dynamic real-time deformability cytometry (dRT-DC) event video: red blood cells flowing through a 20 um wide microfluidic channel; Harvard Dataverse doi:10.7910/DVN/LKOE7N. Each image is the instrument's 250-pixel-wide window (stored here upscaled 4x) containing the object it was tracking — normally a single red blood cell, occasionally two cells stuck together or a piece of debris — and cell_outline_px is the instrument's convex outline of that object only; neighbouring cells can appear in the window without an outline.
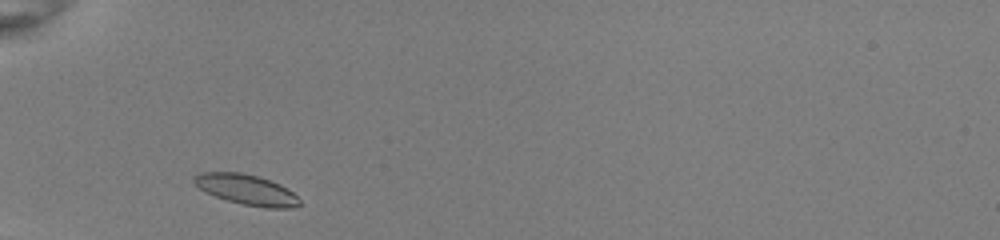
{"species": "common noctule bat (a hibernating species)", "species_latin": "Nyctalus noctula", "temperature_condition": "room temperature", "stored_images_in_passage": 30, "camera_frame_rate_fps": 3000, "um_per_image_px": 0.085, "animal": {"sex": "female", "body_mass_g": 22.0, "forearm_length_mm": 56.7}, "frame": {"image": 1, "passage_image": 2, "time_ms": 0.333, "image_size_px": [1000, 240], "cell_outline_px": [[300, 204], [296, 208], [268, 208], [244, 204], [228, 200], [204, 192], [192, 180], [192, 176], [200, 172], [240, 172], [256, 176], [280, 184], [292, 192], [300, 200]], "centroid_in_image_um": [20.94, 16.11], "position_along_channel_um": 64.1, "area_um2": 18.5}}
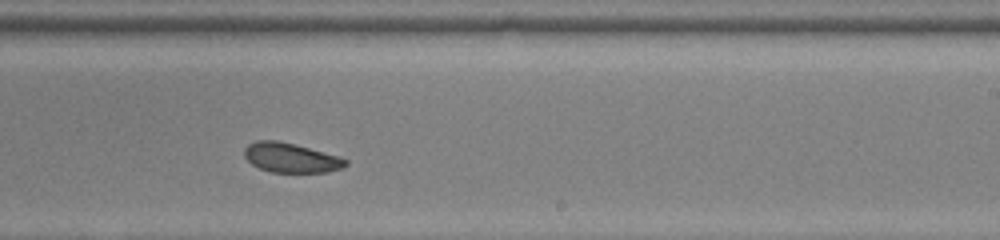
{"frame": {"image": 2, "passage_image": 18, "time_ms": 5.667, "image_size_px": [1000, 240], "cell_outline_px": [[348, 164], [340, 168], [328, 172], [272, 172], [260, 168], [252, 164], [244, 156], [244, 148], [248, 144], [256, 140], [276, 140], [340, 156], [348, 160]], "centroid_in_image_um": [24.71, 13.41], "position_along_channel_um": 264.3, "area_um2": 17.28}}
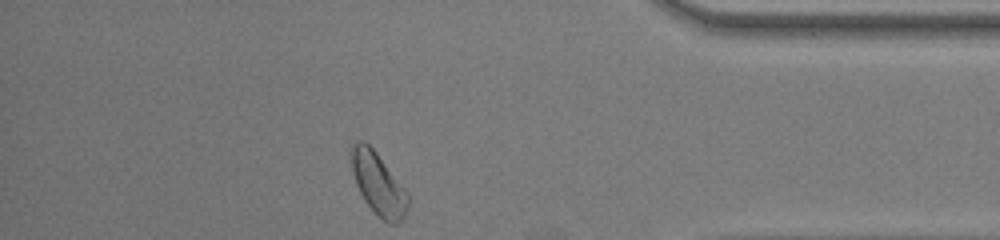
{"frame": {"image": 3, "passage_image": 30, "time_ms": 9.667, "image_size_px": [1000, 240], "cell_outline_px": [[408, 208], [404, 216], [396, 224], [388, 224], [376, 216], [364, 200], [356, 184], [352, 172], [352, 144], [356, 140], [364, 140], [376, 152], [408, 196]], "centroid_in_image_um": [32.12, 15.67], "position_along_channel_um": 403.1, "area_um2": 20.06}, "authors_computed_cell_mechanics": {"area_um2": 18.5249, "velocity_mm_per_s": 3.9687, "shape_relaxation_time_tau1_ms": 4.5687, "shape_relaxation_time_tau2_ms": 2.9981, "deformation_change_tau1": 0.0743, "deformation_change_tau2": 0.0778}}